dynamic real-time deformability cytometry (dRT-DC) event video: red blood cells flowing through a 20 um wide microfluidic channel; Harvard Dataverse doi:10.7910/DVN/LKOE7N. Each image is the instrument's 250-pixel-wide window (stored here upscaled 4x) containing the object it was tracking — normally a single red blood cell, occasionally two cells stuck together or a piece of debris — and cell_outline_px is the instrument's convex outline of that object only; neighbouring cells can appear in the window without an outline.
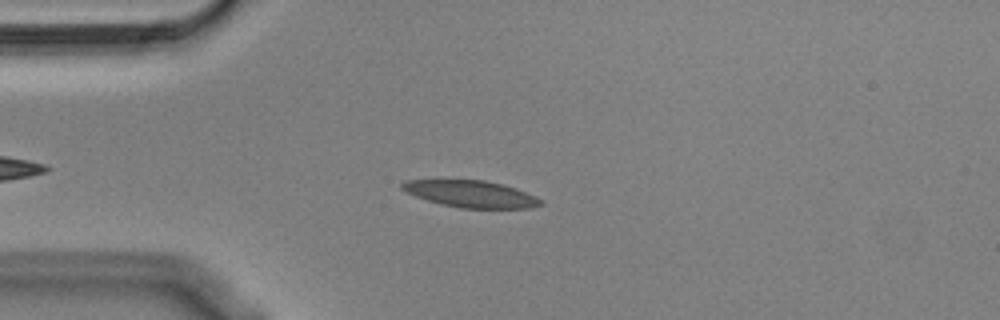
{"species": "Egyptian fruit bat (a non-hibernating species)", "species_latin": "Rousettus aegyptiacus", "temperature_condition": "cold", "stored_images_in_passage": 50, "camera_frame_rate_fps": 3000, "um_per_image_px": 0.085, "animal": {"sex": "male"}, "frame": {"image": 1, "passage_image": 8, "time_ms": 2.333, "image_size_px": [1000, 320], "cell_outline_px": [[544, 204], [528, 208], [460, 208], [440, 204], [416, 196], [400, 188], [400, 184], [408, 180], [484, 180], [500, 184], [524, 192], [544, 200]], "centroid_in_image_um": [40.02, 16.49], "position_along_channel_um": 45.0, "area_um2": 21.33}}
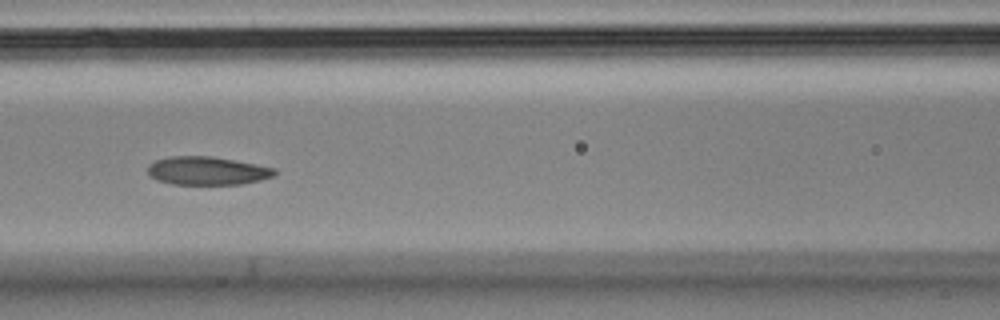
{"frame": {"image": 2, "passage_image": 18, "time_ms": 5.667, "image_size_px": [1000, 320], "cell_outline_px": [[276, 172], [272, 176], [260, 180], [240, 184], [172, 184], [156, 180], [148, 176], [148, 164], [156, 160], [168, 156], [212, 156], [256, 164], [276, 168]], "centroid_in_image_um": [17.57, 14.51], "position_along_channel_um": 149.0, "area_um2": 20.98}}
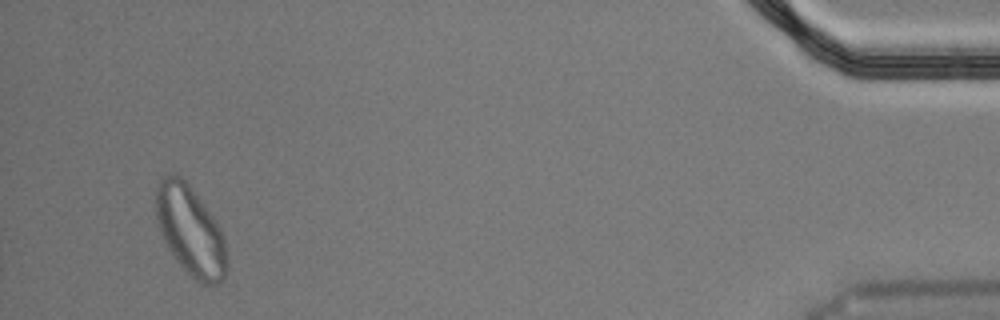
{"frame": {"image": 3, "passage_image": 47, "time_ms": 15.333, "image_size_px": [1000, 320], "cell_outline_px": [[228, 268], [224, 280], [216, 284], [204, 284], [196, 280], [176, 260], [168, 248], [160, 232], [156, 220], [156, 184], [164, 176], [180, 176], [188, 184], [212, 216], [224, 240], [228, 264]], "centroid_in_image_um": [16.17, 19.65], "position_along_channel_um": 419.0, "area_um2": 36.36}, "authors_computed_cell_mechanics": {"area_um2": 21.9929, "velocity_mm_per_s": 3.579, "shape_relaxation_time_tau1_ms": 4.7476, "shape_relaxation_time_tau2_ms": 3.6357, "deformation_change_tau1": 0.1479, "deformation_change_tau2": 0.0861}}